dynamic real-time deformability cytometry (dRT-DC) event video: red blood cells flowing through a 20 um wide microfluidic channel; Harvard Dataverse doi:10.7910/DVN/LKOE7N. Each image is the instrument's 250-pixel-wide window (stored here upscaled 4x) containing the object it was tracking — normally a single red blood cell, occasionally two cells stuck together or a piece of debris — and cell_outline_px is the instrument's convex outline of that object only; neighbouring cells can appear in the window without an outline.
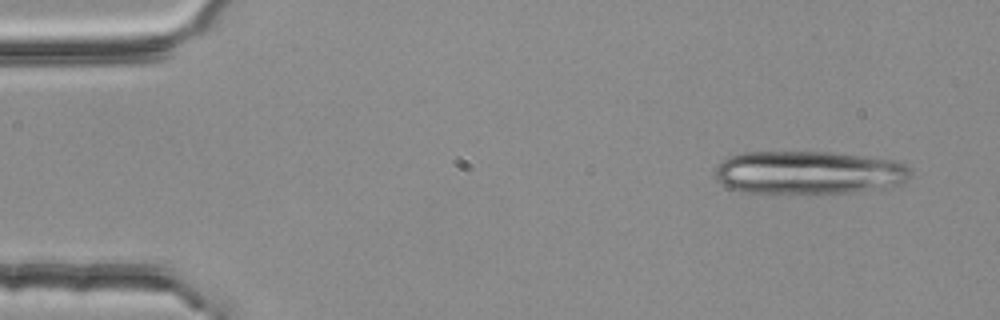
{"species": "common noctule bat (a hibernating species)", "species_latin": "Nyctalus noctula", "temperature_condition": "room temperature", "stored_images_in_passage": 4, "camera_frame_rate_fps": 3000, "um_per_image_px": 0.085, "animal": {"sex": "female", "body_mass_g": 25.1}, "frame": {"image": 1, "passage_image": 1, "time_ms": 0.0, "image_size_px": [1000, 320], "cell_outline_px": [[912, 176], [908, 180], [900, 184], [884, 188], [856, 192], [740, 192], [728, 188], [720, 184], [716, 180], [716, 168], [728, 156], [744, 152], [828, 152], [892, 160], [904, 164], [912, 172]], "centroid_in_image_um": [68.73, 14.67], "position_along_channel_um": 16.3, "area_um2": 49.01}}